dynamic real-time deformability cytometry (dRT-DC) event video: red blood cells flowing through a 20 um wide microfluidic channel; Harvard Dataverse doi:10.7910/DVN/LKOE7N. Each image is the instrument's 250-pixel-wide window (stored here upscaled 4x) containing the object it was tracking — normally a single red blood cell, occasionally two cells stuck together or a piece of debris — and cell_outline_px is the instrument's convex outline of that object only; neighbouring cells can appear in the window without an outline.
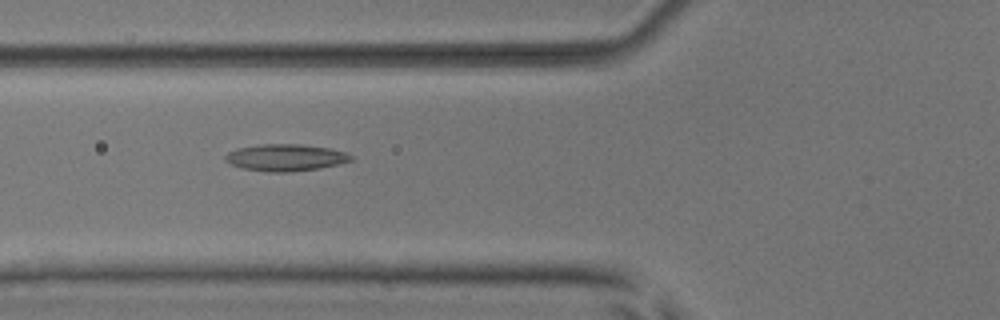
{"species": "common noctule bat (a hibernating species)", "species_latin": "Nyctalus noctula", "temperature_condition": "room temperature", "stored_images_in_passage": 8, "camera_frame_rate_fps": 3000, "um_per_image_px": 0.085, "animal": {"sex": "male", "body_mass_g": 17.9, "forearm_length_mm": 54.2}, "frame": {"image": 1, "passage_image": 6, "time_ms": 1.667, "image_size_px": [1000, 320], "cell_outline_px": [[352, 160], [340, 164], [320, 168], [288, 172], [268, 172], [244, 168], [232, 164], [224, 160], [224, 156], [228, 152], [236, 148], [260, 144], [304, 144], [328, 148], [344, 152], [352, 156]], "centroid_in_image_um": [24.26, 13.39], "position_along_channel_um": 101.5, "area_um2": 19.65}}
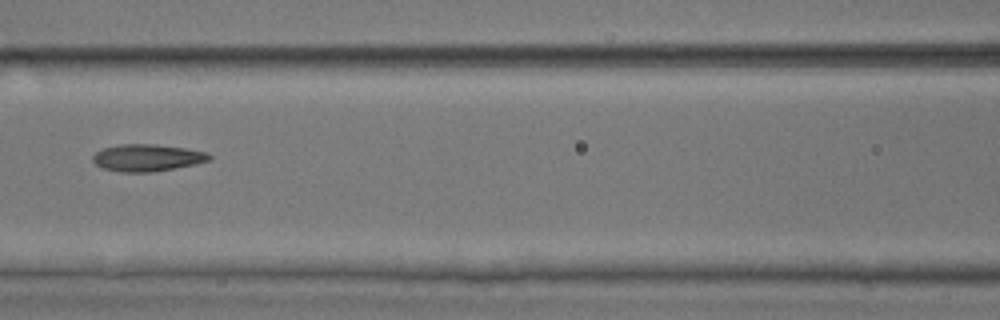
{"frame": {"image": 2, "passage_image": 7, "time_ms": 2.0, "image_size_px": [1000, 320], "cell_outline_px": [[212, 160], [196, 164], [152, 172], [120, 172], [104, 168], [96, 164], [92, 160], [92, 156], [96, 152], [104, 148], [120, 144], [156, 144], [184, 148], [208, 152], [212, 156]], "centroid_in_image_um": [12.54, 13.4], "position_along_channel_um": 154.1, "area_um2": 18.38}}